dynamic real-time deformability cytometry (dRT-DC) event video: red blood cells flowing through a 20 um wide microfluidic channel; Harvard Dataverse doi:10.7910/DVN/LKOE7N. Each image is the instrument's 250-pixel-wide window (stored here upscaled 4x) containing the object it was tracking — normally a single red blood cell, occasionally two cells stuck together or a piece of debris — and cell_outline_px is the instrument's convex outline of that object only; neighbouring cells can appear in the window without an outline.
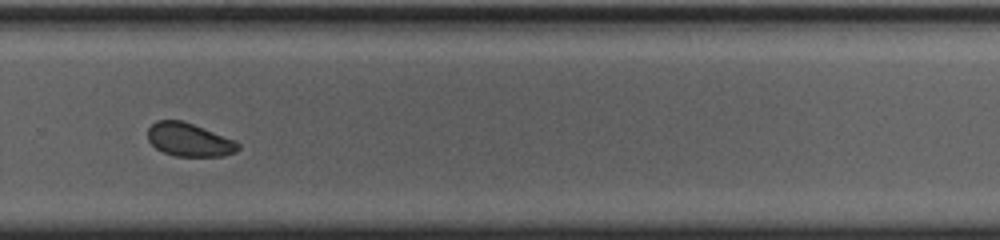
{"species": "common noctule bat (a hibernating species)", "species_latin": "Nyctalus noctula", "temperature_condition": "cold", "stored_images_in_passage": 40, "camera_frame_rate_fps": 3000, "um_per_image_px": 0.085, "animal": {"sex": "female", "body_mass_g": 23.0, "forearm_length_mm": 53.4}, "frame": {"image": 1, "passage_image": 23, "time_ms": 7.333, "image_size_px": [1000, 240], "cell_outline_px": [[240, 148], [236, 152], [224, 156], [176, 156], [164, 152], [156, 148], [148, 140], [148, 128], [156, 120], [184, 120], [232, 140], [240, 144]], "centroid_in_image_um": [16.06, 11.88], "position_along_channel_um": 313.7, "area_um2": 17.4}, "authors_computed_cell_mechanics": {"area_um2": 18.0625, "velocity_mm_per_s": 3.6812, "shape_relaxation_time_tau1_ms": 2.7897, "shape_relaxation_time_tau2_ms": 10.3375, "deformation_change_tau1": 0.0742, "deformation_change_tau2": 0.111}}